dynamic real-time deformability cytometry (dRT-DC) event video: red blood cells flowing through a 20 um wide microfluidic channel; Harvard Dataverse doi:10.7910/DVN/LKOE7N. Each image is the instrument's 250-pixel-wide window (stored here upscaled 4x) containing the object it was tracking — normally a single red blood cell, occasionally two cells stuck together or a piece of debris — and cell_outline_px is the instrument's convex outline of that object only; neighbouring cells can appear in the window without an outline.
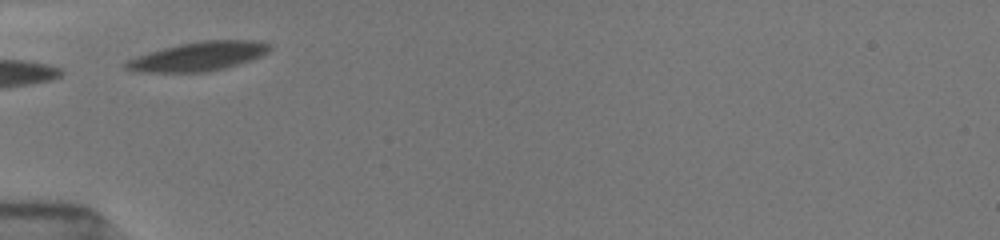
{"species": "common noctule bat (a hibernating species)", "species_latin": "Nyctalus noctula", "temperature_condition": "room temperature", "stored_images_in_passage": 10, "camera_frame_rate_fps": 3000, "um_per_image_px": 0.085, "animal": {"sex": "female", "body_mass_g": 19.5, "forearm_length_mm": 54.1}, "frame": {"image": 1, "passage_image": 1, "time_ms": 0.0, "image_size_px": [1000, 240], "cell_outline_px": [[272, 48], [268, 52], [260, 56], [224, 68], [204, 72], [136, 72], [124, 68], [124, 64], [128, 60], [136, 56], [164, 48], [180, 44], [204, 40], [260, 40], [268, 44]], "centroid_in_image_um": [16.85, 4.79], "position_along_channel_um": 68.2, "area_um2": 24.04}}